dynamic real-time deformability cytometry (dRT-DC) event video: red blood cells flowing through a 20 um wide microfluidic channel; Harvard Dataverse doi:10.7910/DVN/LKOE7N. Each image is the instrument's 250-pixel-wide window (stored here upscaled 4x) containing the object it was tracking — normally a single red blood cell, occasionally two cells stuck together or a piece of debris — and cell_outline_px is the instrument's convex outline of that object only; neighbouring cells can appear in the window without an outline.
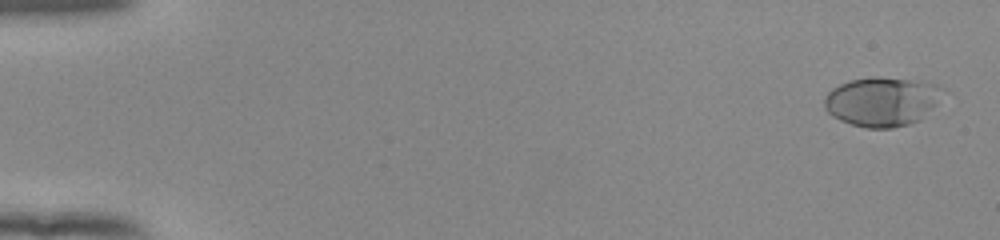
{"species": "human", "species_latin": "Homo sapiens", "temperature_condition": "room temperature", "stored_images_in_passage": 54, "camera_frame_rate_fps": 3000, "um_per_image_px": 0.085, "donor": {"sex": "female"}, "frame": {"image": 1, "passage_image": 2, "time_ms": 0.333, "image_size_px": [1000, 240], "cell_outline_px": [[940, 88], [936, 104], [920, 120], [908, 124], [892, 128], [868, 128], [852, 124], [840, 120], [832, 116], [824, 108], [824, 100], [828, 92], [832, 88], [848, 80], [908, 80], [936, 84]], "centroid_in_image_um": [74.9, 8.69], "position_along_channel_um": 10.1, "area_um2": 32.66}}
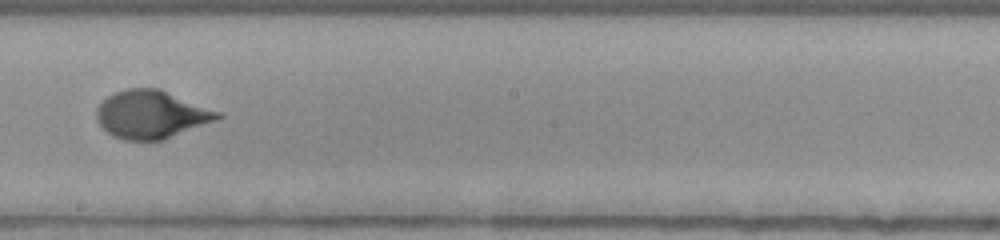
{"frame": {"image": 2, "passage_image": 32, "time_ms": 10.333, "image_size_px": [1000, 240], "cell_outline_px": [[224, 116], [216, 120], [164, 140], [148, 144], [124, 140], [112, 136], [96, 120], [96, 108], [108, 96], [116, 92], [128, 88], [160, 88], [220, 112]], "centroid_in_image_um": [12.85, 9.77], "position_along_channel_um": 235.3, "area_um2": 34.39}}
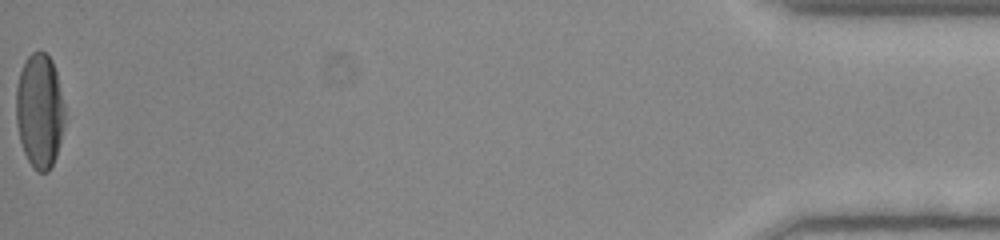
{"frame": {"image": 3, "passage_image": 54, "time_ms": 17.667, "image_size_px": [1000, 240], "cell_outline_px": [[64, 124], [56, 156], [48, 172], [36, 172], [28, 160], [24, 152], [20, 140], [16, 120], [16, 88], [20, 72], [28, 56], [32, 52], [44, 52], [52, 60], [56, 72], [64, 104]], "centroid_in_image_um": [3.36, 9.43], "position_along_channel_um": 431.8, "area_um2": 32.25}, "authors_computed_cell_mechanics": {"area_um2": 32.5992, "velocity_mm_per_s": 3.9128, "shape_relaxation_time_tau1_ms": 4.3924, "shape_relaxation_time_tau2_ms": null, "deformation_change_tau1": 0.2175, "deformation_change_tau2": null}}